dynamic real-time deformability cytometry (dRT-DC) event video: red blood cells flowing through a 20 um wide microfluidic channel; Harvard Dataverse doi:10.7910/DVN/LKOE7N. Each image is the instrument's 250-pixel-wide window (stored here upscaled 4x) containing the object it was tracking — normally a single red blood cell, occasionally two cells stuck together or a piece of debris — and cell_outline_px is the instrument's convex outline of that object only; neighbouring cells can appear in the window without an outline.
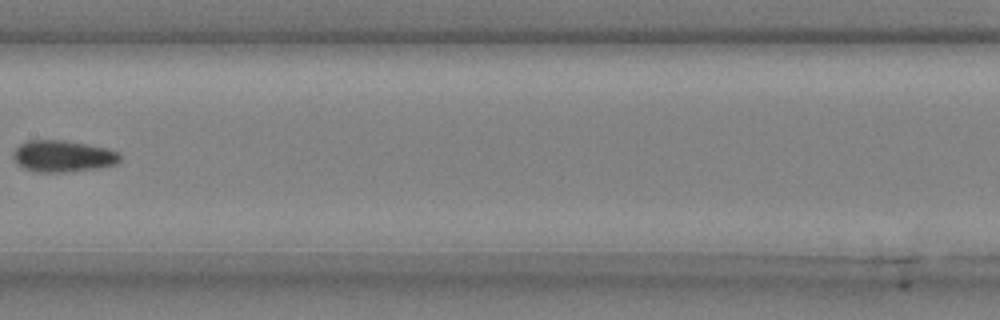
{"species": "common noctule bat (a hibernating species)", "species_latin": "Nyctalus noctula", "temperature_condition": "cold", "stored_images_in_passage": 7, "camera_frame_rate_fps": 3000, "um_per_image_px": 0.085, "animal": {"sex": "male", "body_mass_g": 20.4}, "frame": {"image": 1, "passage_image": 7, "time_ms": 2.0, "image_size_px": [1000, 320], "cell_outline_px": [[120, 160], [116, 164], [96, 168], [64, 172], [36, 172], [24, 168], [16, 164], [12, 156], [12, 152], [20, 144], [28, 140], [64, 140], [88, 144], [108, 148], [120, 152]], "centroid_in_image_um": [5.33, 13.27], "position_along_channel_um": 202.1, "area_um2": 19.83}}